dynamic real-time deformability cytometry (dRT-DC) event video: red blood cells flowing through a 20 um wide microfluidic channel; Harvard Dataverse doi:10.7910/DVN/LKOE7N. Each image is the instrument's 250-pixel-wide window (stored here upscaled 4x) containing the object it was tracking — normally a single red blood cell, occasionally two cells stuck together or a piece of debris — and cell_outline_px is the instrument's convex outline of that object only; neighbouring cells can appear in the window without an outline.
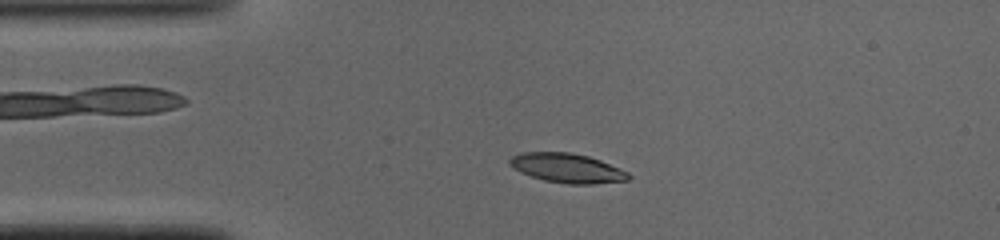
{"species": "common noctule bat (a hibernating species)", "species_latin": "Nyctalus noctula", "temperature_condition": "cold", "stored_images_in_passage": 44, "camera_frame_rate_fps": 3000, "um_per_image_px": 0.085, "animal": {"sex": "male", "body_mass_g": 19.0, "forearm_length_mm": 50.8}, "frame": {"image": 1, "passage_image": 6, "time_ms": 1.667, "image_size_px": [1000, 240], "cell_outline_px": [[632, 176], [628, 180], [592, 184], [568, 184], [544, 180], [520, 172], [508, 164], [508, 160], [512, 156], [520, 152], [568, 152], [588, 156], [600, 160], [628, 172]], "centroid_in_image_um": [48.19, 14.28], "position_along_channel_um": 36.8, "area_um2": 20.29}}
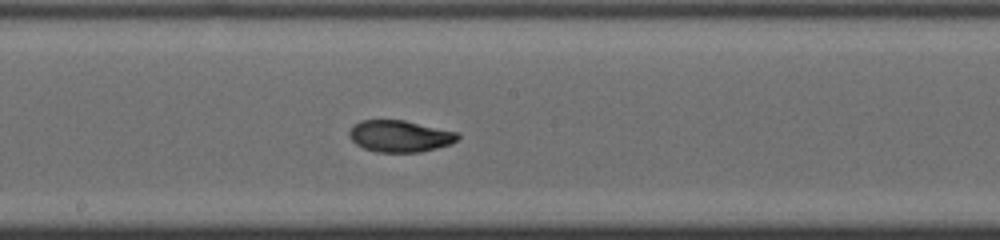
{"frame": {"image": 2, "passage_image": 21, "time_ms": 6.667, "image_size_px": [1000, 240], "cell_outline_px": [[460, 136], [452, 144], [420, 152], [376, 152], [364, 148], [356, 144], [348, 136], [348, 132], [352, 124], [360, 120], [404, 120], [456, 132]], "centroid_in_image_um": [33.94, 11.57], "position_along_channel_um": 214.3, "area_um2": 20.06}}
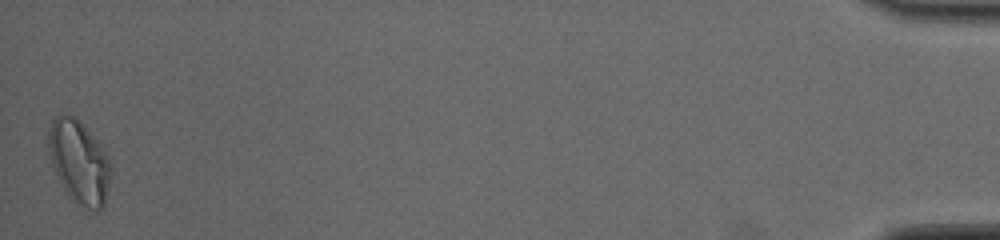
{"frame": {"image": 3, "passage_image": 44, "time_ms": 14.333, "image_size_px": [1000, 240], "cell_outline_px": [[112, 172], [104, 208], [100, 212], [92, 212], [76, 204], [68, 196], [60, 184], [52, 164], [48, 148], [48, 132], [52, 120], [56, 116], [72, 116], [104, 148], [108, 156]], "centroid_in_image_um": [6.75, 13.88], "position_along_channel_um": 428.5, "area_um2": 30.35}, "authors_computed_cell_mechanics": {"area_um2": 20.2878, "velocity_mm_per_s": 4.0685, "shape_relaxation_time_tau1_ms": 2.6299, "shape_relaxation_time_tau2_ms": 1.3438, "deformation_change_tau1": 0.1538, "deformation_change_tau2": 0.0613}}